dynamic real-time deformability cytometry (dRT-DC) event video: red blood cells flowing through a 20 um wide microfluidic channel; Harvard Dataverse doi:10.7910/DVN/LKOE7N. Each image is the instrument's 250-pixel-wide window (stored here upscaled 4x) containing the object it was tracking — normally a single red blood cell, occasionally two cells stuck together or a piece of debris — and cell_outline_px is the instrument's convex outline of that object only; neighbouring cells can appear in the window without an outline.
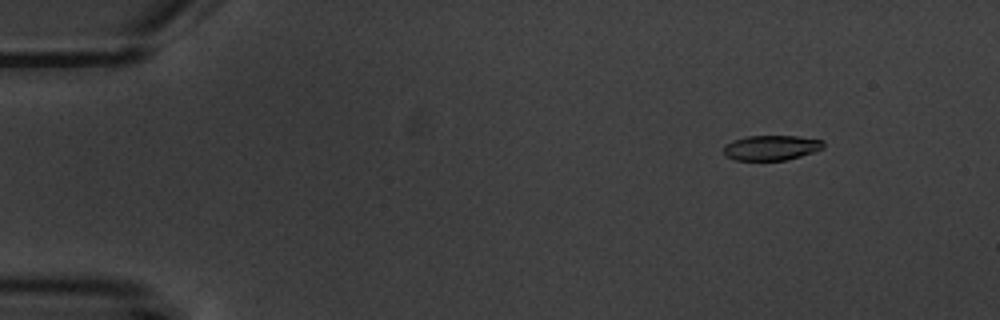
{"species": "common noctule bat (a hibernating species)", "species_latin": "Nyctalus noctula", "temperature_condition": "warm", "stored_images_in_passage": 6, "camera_frame_rate_fps": 3000, "um_per_image_px": 0.085, "animal": {"sex": "male", "body_mass_g": 20.1, "forearm_length_mm": 53.5}, "frame": {"image": 1, "passage_image": 3, "time_ms": 2.333, "image_size_px": [1000, 320], "cell_outline_px": [[824, 148], [788, 160], [736, 160], [724, 156], [724, 144], [732, 140], [748, 136], [796, 136], [824, 140]], "centroid_in_image_um": [65.54, 12.55], "position_along_channel_um": 19.5, "area_um2": 14.62}}
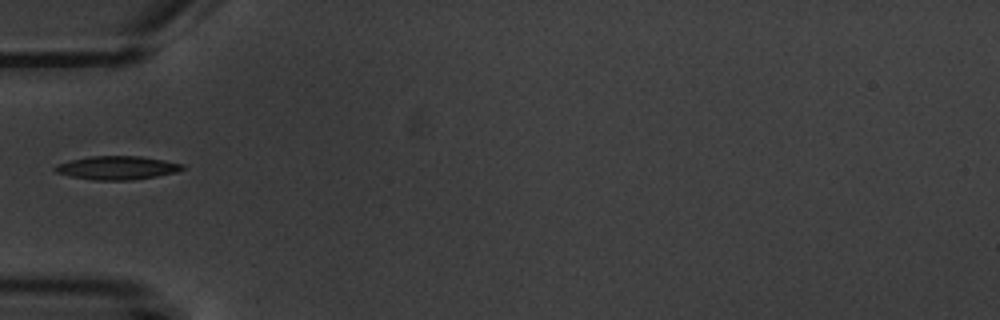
{"frame": {"image": 2, "passage_image": 6, "time_ms": 6.667, "image_size_px": [1000, 320], "cell_outline_px": [[184, 168], [176, 172], [156, 176], [132, 180], [96, 180], [72, 176], [56, 172], [52, 168], [56, 164], [72, 160], [92, 156], [140, 156], [164, 160], [184, 164]], "centroid_in_image_um": [9.96, 14.26], "position_along_channel_um": 75.0, "area_um2": 17.28}}